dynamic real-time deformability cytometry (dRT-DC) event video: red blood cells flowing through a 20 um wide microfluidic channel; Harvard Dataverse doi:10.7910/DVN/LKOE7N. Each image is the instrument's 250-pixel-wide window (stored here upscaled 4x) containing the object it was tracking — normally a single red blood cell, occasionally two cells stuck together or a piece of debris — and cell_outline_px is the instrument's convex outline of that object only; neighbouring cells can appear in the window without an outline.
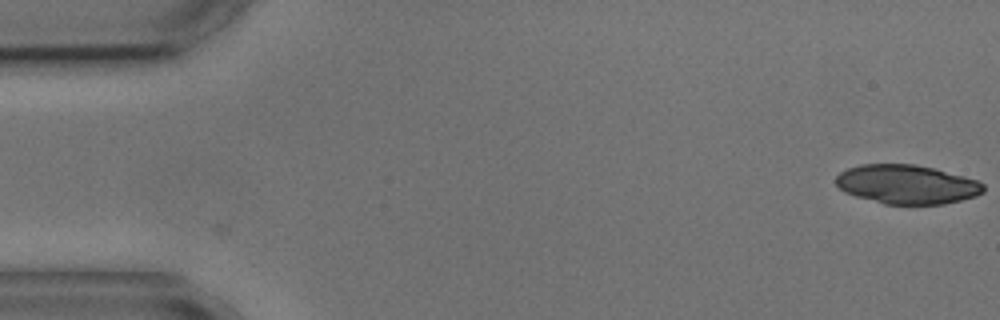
{"species": "common noctule bat (a hibernating species)", "species_latin": "Nyctalus noctula", "temperature_condition": "cold", "stored_images_in_passage": 4, "camera_frame_rate_fps": 3000, "um_per_image_px": 0.085, "animal": {"sex": "male", "body_mass_g": 17.9, "forearm_length_mm": 54.2}, "frame": {"image": 1, "passage_image": 1, "time_ms": 0.0, "image_size_px": [1000, 320], "cell_outline_px": [[984, 192], [976, 196], [944, 204], [884, 204], [856, 196], [844, 192], [836, 184], [836, 176], [840, 172], [848, 168], [860, 164], [916, 164], [964, 176], [976, 180], [984, 184]], "centroid_in_image_um": [77.07, 15.67], "position_along_channel_um": 7.9, "area_um2": 33.52}}